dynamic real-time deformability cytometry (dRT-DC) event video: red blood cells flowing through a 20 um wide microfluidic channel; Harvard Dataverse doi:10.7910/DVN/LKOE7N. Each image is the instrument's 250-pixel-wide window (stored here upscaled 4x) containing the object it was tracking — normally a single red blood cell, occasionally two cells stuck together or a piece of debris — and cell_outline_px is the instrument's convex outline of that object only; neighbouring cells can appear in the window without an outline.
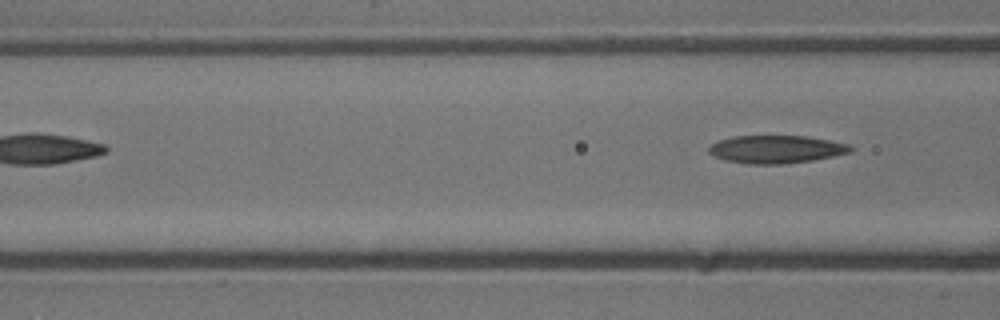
{"species": "common noctule bat (a hibernating species)", "species_latin": "Nyctalus noctula", "temperature_condition": "cold", "stored_images_in_passage": 5, "camera_frame_rate_fps": 3000, "um_per_image_px": 0.085, "animal": {"sex": "male", "body_mass_g": 13.3}, "frame": {"image": 1, "passage_image": 5, "time_ms": 1.333, "image_size_px": [1000, 320], "cell_outline_px": [[856, 148], [852, 152], [812, 160], [784, 164], [748, 164], [724, 160], [708, 152], [708, 148], [716, 140], [732, 136], [804, 136], [828, 140], [848, 144]], "centroid_in_image_um": [65.96, 12.69], "position_along_channel_um": 100.6, "area_um2": 23.06}}